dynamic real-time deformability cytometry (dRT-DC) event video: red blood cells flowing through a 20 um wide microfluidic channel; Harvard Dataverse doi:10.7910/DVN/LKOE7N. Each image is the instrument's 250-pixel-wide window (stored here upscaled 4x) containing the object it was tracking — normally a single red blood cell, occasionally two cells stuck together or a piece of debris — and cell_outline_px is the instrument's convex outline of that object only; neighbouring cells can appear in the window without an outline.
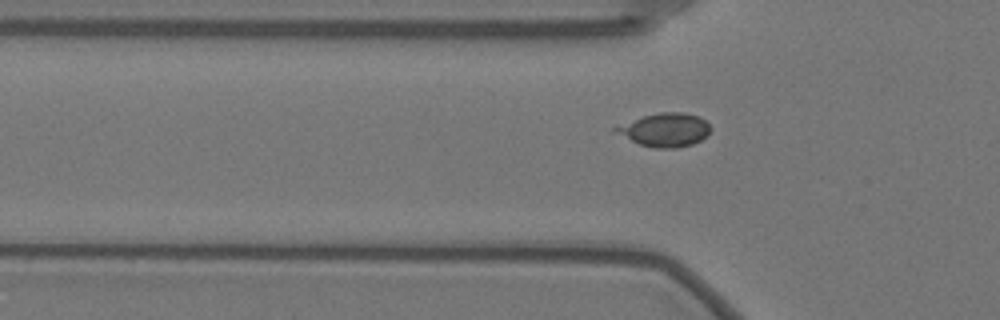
{"species": "Egyptian fruit bat (a non-hibernating species)", "species_latin": "Rousettus aegyptiacus", "temperature_condition": "warm", "stored_images_in_passage": 42, "camera_frame_rate_fps": 3000, "um_per_image_px": 0.085, "animal": {"sex": "female"}, "frame": {"image": 1, "passage_image": 3, "time_ms": 0.667, "image_size_px": [1000, 320], "cell_outline_px": [[712, 128], [700, 140], [692, 144], [676, 148], [656, 148], [640, 144], [616, 132], [612, 128], [644, 116], [660, 112], [684, 112], [696, 116], [704, 120]], "centroid_in_image_um": [56.54, 11.04], "position_along_channel_um": 69.3, "area_um2": 17.98}}
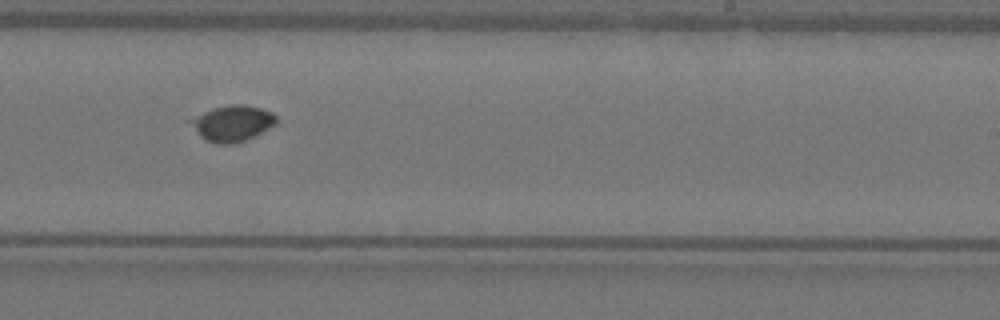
{"frame": {"image": 2, "passage_image": 20, "time_ms": 6.333, "image_size_px": [1000, 320], "cell_outline_px": [[276, 124], [244, 140], [232, 144], [216, 144], [204, 140], [200, 136], [188, 120], [212, 108], [228, 104], [244, 104], [260, 108], [272, 112], [276, 116]], "centroid_in_image_um": [19.73, 10.47], "position_along_channel_um": 269.3, "area_um2": 17.74}}
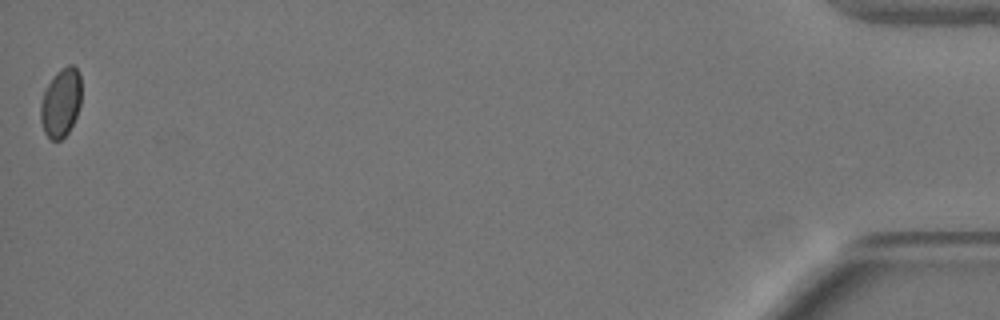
{"frame": {"image": 3, "passage_image": 42, "time_ms": 13.667, "image_size_px": [1000, 320], "cell_outline_px": [[80, 104], [76, 116], [68, 132], [60, 140], [52, 140], [44, 132], [40, 120], [40, 104], [44, 88], [56, 72], [60, 68], [68, 64], [72, 64], [76, 68], [80, 76]], "centroid_in_image_um": [5.15, 8.7], "position_along_channel_um": 430.1, "area_um2": 16.42}, "authors_computed_cell_mechanics": {"area_um2": 16.8487, "velocity_mm_per_s": 3.5183, "shape_relaxation_time_tau1_ms": 5.896, "shape_relaxation_time_tau2_ms": null, "deformation_change_tau1": 0.1215, "deformation_change_tau2": null}}